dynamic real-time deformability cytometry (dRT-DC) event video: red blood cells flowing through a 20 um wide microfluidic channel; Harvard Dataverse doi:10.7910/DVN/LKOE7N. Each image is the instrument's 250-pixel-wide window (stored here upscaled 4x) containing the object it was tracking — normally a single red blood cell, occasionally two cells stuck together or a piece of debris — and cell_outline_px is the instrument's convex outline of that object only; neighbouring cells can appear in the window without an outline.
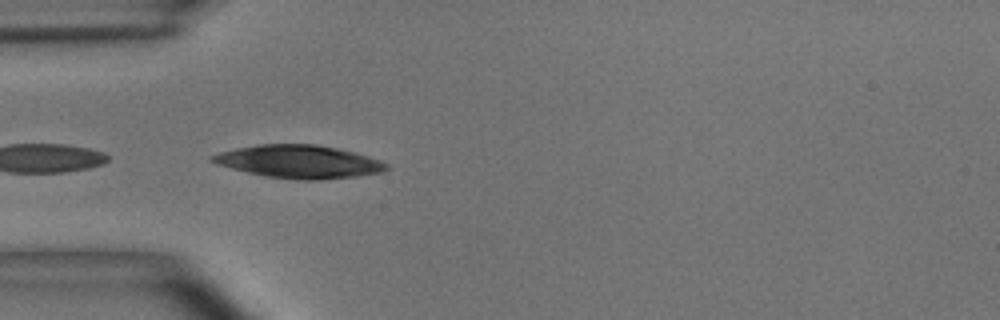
{"species": "common noctule bat (a hibernating species)", "species_latin": "Nyctalus noctula", "temperature_condition": "room temperature", "stored_images_in_passage": 26, "camera_frame_rate_fps": 3000, "um_per_image_px": 0.085, "animal": {"sex": "male", "body_mass_g": 15.6}, "frame": {"image": 1, "passage_image": 15, "time_ms": 4.667, "image_size_px": [1000, 320], "cell_outline_px": [[392, 168], [384, 172], [356, 176], [320, 180], [300, 180], [264, 176], [216, 164], [208, 160], [208, 156], [220, 152], [236, 148], [256, 144], [316, 144], [356, 152], [380, 160], [388, 164]], "centroid_in_image_um": [25.43, 13.74], "position_along_channel_um": 59.6, "area_um2": 33.76}}